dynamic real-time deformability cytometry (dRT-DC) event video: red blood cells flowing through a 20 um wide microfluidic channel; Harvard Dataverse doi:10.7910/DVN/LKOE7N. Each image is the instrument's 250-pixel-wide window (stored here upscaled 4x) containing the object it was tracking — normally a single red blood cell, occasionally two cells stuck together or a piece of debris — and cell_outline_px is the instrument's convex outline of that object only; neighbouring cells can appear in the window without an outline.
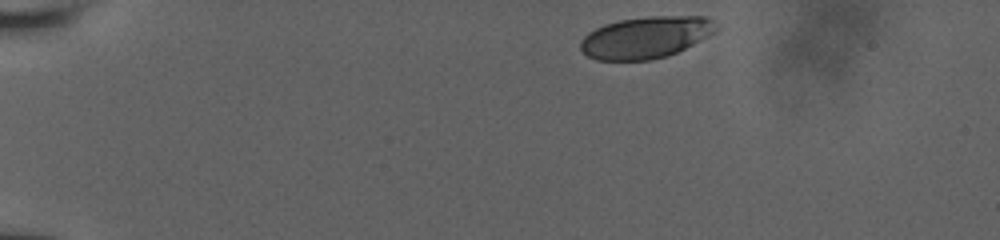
{"species": "human", "species_latin": "Homo sapiens", "temperature_condition": "room temperature", "stored_images_in_passage": 9, "camera_frame_rate_fps": 3000, "um_per_image_px": 0.085, "donor": {"sex": "male"}, "frame": {"image": 1, "passage_image": 1, "time_ms": 0.0, "image_size_px": [1000, 240], "cell_outline_px": [[720, 28], [716, 32], [668, 56], [652, 60], [596, 60], [588, 56], [580, 48], [580, 40], [588, 32], [604, 24], [620, 20], [648, 16], [704, 16], [712, 20]], "centroid_in_image_um": [54.89, 3.17], "position_along_channel_um": 30.1, "area_um2": 33.06}}
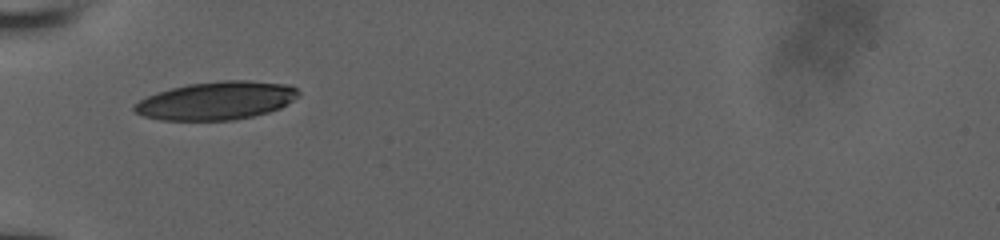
{"frame": {"image": 2, "passage_image": 6, "time_ms": 3.333, "image_size_px": [1000, 240], "cell_outline_px": [[300, 96], [280, 108], [268, 112], [252, 116], [232, 120], [160, 120], [144, 116], [136, 112], [132, 108], [132, 104], [156, 92], [188, 84], [224, 80], [248, 80], [292, 84], [300, 92]], "centroid_in_image_um": [18.42, 8.54], "position_along_channel_um": 66.6, "area_um2": 36.65}}
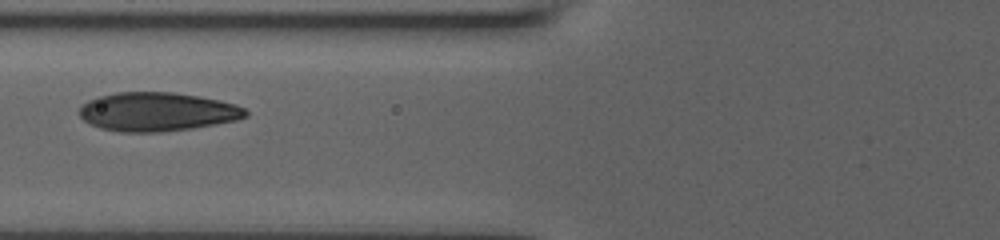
{"frame": {"image": 3, "passage_image": 8, "time_ms": 4.667, "image_size_px": [1000, 240], "cell_outline_px": [[248, 116], [236, 120], [216, 124], [192, 128], [160, 132], [120, 132], [100, 128], [88, 124], [80, 116], [80, 108], [88, 100], [96, 96], [116, 92], [172, 92], [200, 96], [236, 104], [244, 108], [248, 112]], "centroid_in_image_um": [13.35, 9.5], "position_along_channel_um": 112.5, "area_um2": 37.74}}